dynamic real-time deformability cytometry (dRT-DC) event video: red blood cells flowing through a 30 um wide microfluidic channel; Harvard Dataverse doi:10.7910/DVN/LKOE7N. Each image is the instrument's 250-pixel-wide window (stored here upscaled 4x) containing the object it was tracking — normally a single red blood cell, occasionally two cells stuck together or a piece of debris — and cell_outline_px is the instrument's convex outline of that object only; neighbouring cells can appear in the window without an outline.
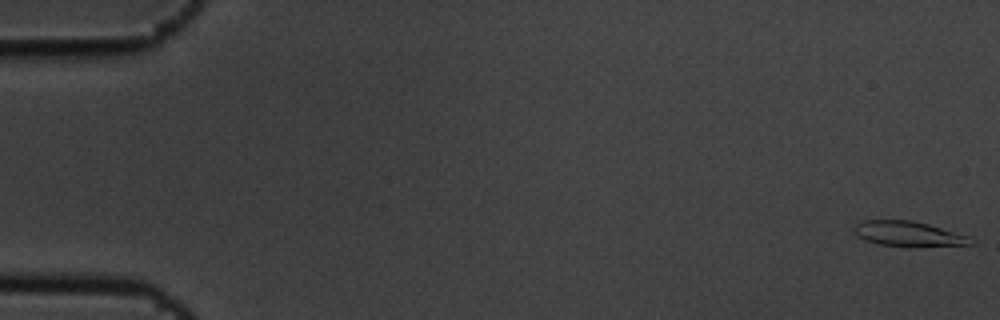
{"species": "common noctule bat (a hibernating species)", "species_latin": "Nyctalus noctula", "temperature_condition": "cold", "stored_images_in_passage": 15, "camera_frame_rate_fps": 3000, "um_per_image_px": 0.085, "animal": {"sex": "male", "body_mass_g": 19.5, "forearm_length_mm": 54.6}, "frame": {"image": 1, "passage_image": 1, "time_ms": 0.0, "image_size_px": [1000, 320], "cell_outline_px": [[976, 244], [916, 248], [880, 244], [864, 240], [856, 236], [852, 228], [856, 224], [864, 220], [912, 220], [928, 224], [968, 236], [976, 240]], "centroid_in_image_um": [77.25, 19.9], "position_along_channel_um": 7.8, "area_um2": 17.51}}
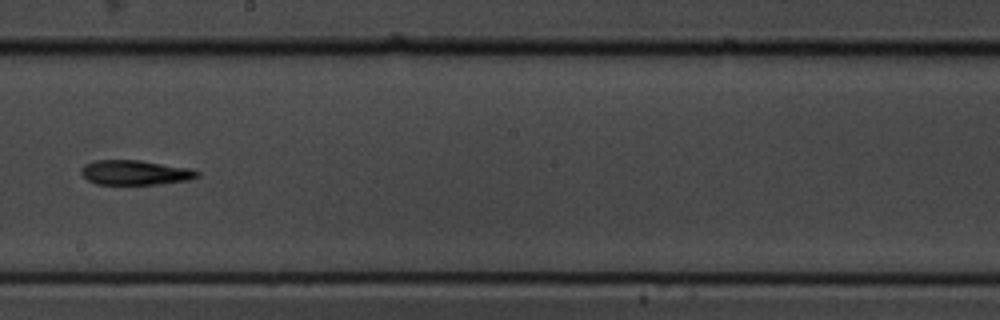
{"frame": {"image": 2, "passage_image": 9, "time_ms": 2.667, "image_size_px": [1000, 320], "cell_outline_px": [[200, 176], [188, 180], [156, 184], [96, 184], [88, 180], [80, 172], [80, 168], [84, 164], [96, 160], [140, 160], [188, 168], [200, 172]], "centroid_in_image_um": [11.46, 14.66], "position_along_channel_um": 236.7, "area_um2": 16.65}}
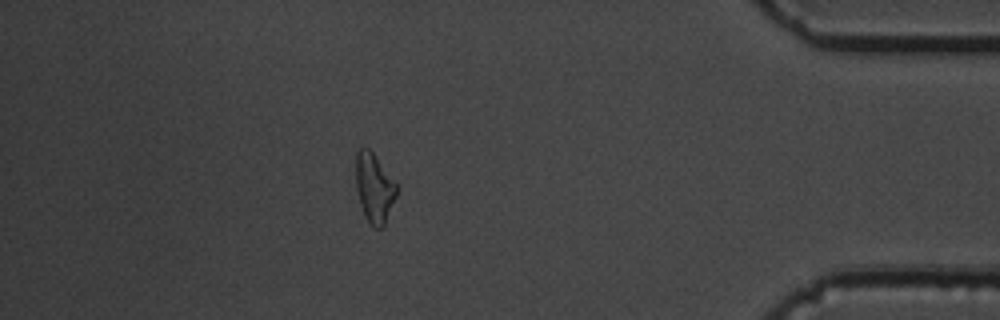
{"frame": {"image": 3, "passage_image": 14, "time_ms": 4.333, "image_size_px": [1000, 320], "cell_outline_px": [[400, 188], [384, 228], [372, 228], [364, 216], [360, 204], [356, 188], [356, 152], [360, 148], [368, 148], [376, 156], [400, 184]], "centroid_in_image_um": [31.87, 16.0], "position_along_channel_um": 403.3, "area_um2": 17.22}}